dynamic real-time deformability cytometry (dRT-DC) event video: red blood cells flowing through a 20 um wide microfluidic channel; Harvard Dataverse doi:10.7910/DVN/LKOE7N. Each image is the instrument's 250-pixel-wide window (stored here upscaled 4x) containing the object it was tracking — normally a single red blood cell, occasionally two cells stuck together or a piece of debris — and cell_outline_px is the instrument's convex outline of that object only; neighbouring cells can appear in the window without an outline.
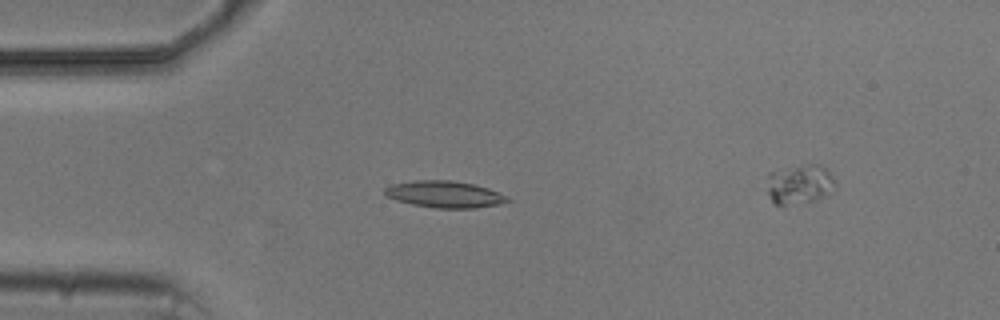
{"species": "common noctule bat (a hibernating species)", "species_latin": "Nyctalus noctula", "temperature_condition": "cold", "stored_images_in_passage": 6, "camera_frame_rate_fps": 3000, "um_per_image_px": 0.085, "animal": {"sex": "male", "body_mass_g": 20.5, "forearm_length_mm": 52.5}, "frame": {"image": 1, "passage_image": 4, "time_ms": 3.667, "image_size_px": [1000, 320], "cell_outline_px": [[512, 200], [496, 204], [476, 208], [436, 208], [412, 204], [396, 200], [388, 196], [384, 192], [384, 188], [392, 184], [412, 180], [452, 180], [472, 184], [488, 188], [508, 196]], "centroid_in_image_um": [37.78, 16.51], "position_along_channel_um": 47.2, "area_um2": 19.02}}